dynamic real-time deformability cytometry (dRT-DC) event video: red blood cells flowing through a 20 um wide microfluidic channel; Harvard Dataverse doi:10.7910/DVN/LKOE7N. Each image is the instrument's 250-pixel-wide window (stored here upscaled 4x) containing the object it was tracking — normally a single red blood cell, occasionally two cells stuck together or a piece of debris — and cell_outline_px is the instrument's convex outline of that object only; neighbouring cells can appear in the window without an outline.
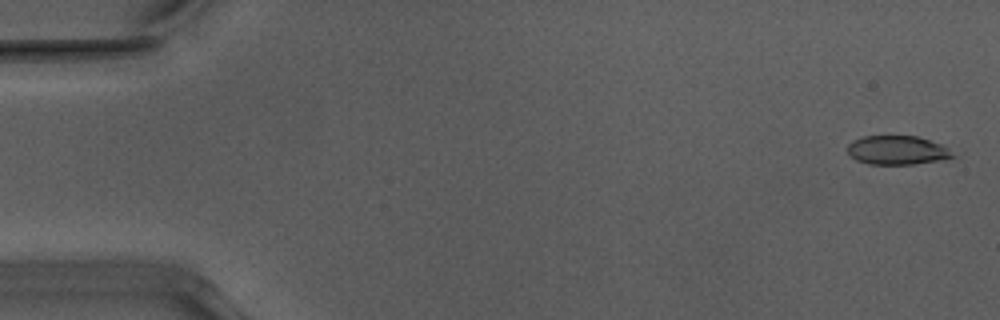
{"species": "Egyptian fruit bat (a non-hibernating species)", "species_latin": "Rousettus aegyptiacus", "temperature_condition": "warm", "stored_images_in_passage": 10, "camera_frame_rate_fps": 3000, "um_per_image_px": 0.085, "animal": {"sex": "male"}, "frame": {"image": 1, "passage_image": 2, "time_ms": 0.333, "image_size_px": [1000, 320], "cell_outline_px": [[956, 156], [940, 160], [912, 164], [868, 164], [856, 160], [848, 152], [848, 144], [852, 140], [864, 136], [916, 136], [940, 144], [948, 148]], "centroid_in_image_um": [76.24, 12.77], "position_along_channel_um": 8.8, "area_um2": 17.57}}